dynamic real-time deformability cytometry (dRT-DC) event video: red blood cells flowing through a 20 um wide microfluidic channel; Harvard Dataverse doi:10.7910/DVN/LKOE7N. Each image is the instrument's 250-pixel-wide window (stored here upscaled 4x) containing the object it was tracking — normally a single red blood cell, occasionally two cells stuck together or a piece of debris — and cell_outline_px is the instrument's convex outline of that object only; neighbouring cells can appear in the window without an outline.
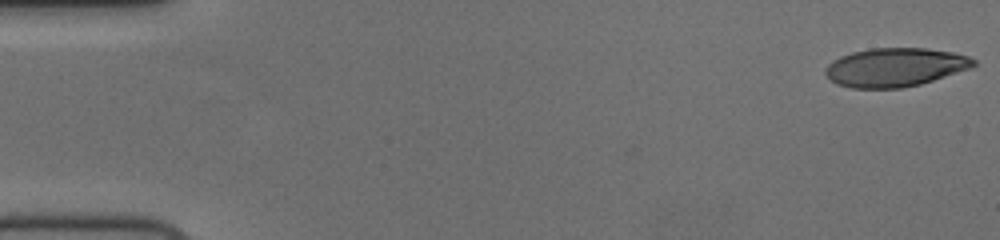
{"species": "human", "species_latin": "Homo sapiens", "temperature_condition": "cold", "stored_images_in_passage": 56, "camera_frame_rate_fps": 3000, "um_per_image_px": 0.085, "donor": {"sex": "female"}, "frame": {"image": 1, "passage_image": 1, "time_ms": 0.0, "image_size_px": [1000, 240], "cell_outline_px": [[976, 64], [972, 68], [920, 84], [900, 88], [852, 88], [836, 84], [824, 72], [828, 64], [832, 60], [840, 56], [852, 52], [872, 48], [928, 48], [952, 52], [968, 56], [976, 60]], "centroid_in_image_um": [76.09, 5.71], "position_along_channel_um": 8.9, "area_um2": 33.41}}
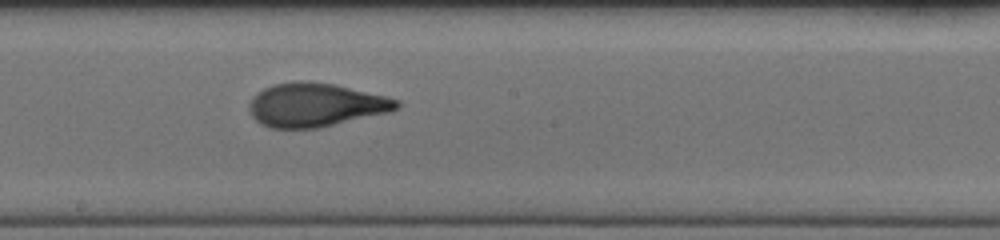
{"frame": {"image": 2, "passage_image": 31, "time_ms": 10.0, "image_size_px": [1000, 240], "cell_outline_px": [[400, 108], [392, 112], [320, 128], [268, 128], [260, 124], [252, 116], [248, 108], [248, 104], [252, 96], [256, 92], [272, 84], [296, 80], [300, 80], [336, 84], [388, 96], [400, 100]], "centroid_in_image_um": [26.85, 8.91], "position_along_channel_um": 221.4, "area_um2": 38.38}}
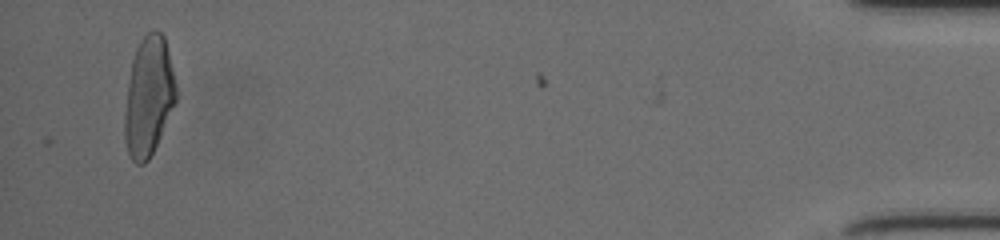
{"frame": {"image": 3, "passage_image": 54, "time_ms": 17.667, "image_size_px": [1000, 240], "cell_outline_px": [[176, 100], [156, 144], [148, 160], [144, 164], [136, 164], [132, 160], [128, 152], [124, 140], [124, 116], [128, 80], [132, 60], [136, 48], [140, 40], [152, 28], [156, 28], [164, 36], [176, 84]], "centroid_in_image_um": [12.61, 8.17], "position_along_channel_um": 422.6, "area_um2": 35.49}, "authors_computed_cell_mechanics": {"area_um2": 35.8649, "velocity_mm_per_s": 3.7251, "shape_relaxation_time_tau1_ms": 5.5943, "shape_relaxation_time_tau2_ms": 1.1828, "deformation_change_tau1": 0.2653, "deformation_change_tau2": 0.0862}}